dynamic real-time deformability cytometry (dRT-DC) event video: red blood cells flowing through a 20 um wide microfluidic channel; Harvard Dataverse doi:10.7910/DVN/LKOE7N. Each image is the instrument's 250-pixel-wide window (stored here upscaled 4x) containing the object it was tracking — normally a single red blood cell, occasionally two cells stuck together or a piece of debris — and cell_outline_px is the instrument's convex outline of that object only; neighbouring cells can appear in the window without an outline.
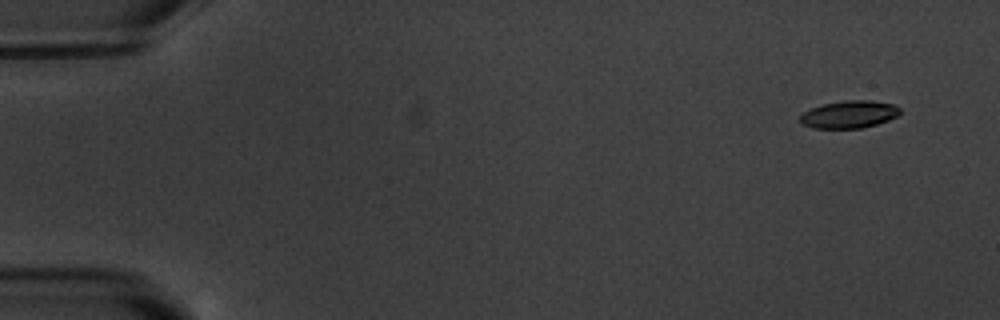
{"species": "common noctule bat (a hibernating species)", "species_latin": "Nyctalus noctula", "temperature_condition": "warm", "stored_images_in_passage": 5, "camera_frame_rate_fps": 3000, "um_per_image_px": 0.085, "animal": {"sex": "male", "body_mass_g": 20.1, "forearm_length_mm": 53.5}, "frame": {"image": 1, "passage_image": 1, "time_ms": 0.0, "image_size_px": [1000, 320], "cell_outline_px": [[900, 112], [896, 116], [888, 120], [876, 124], [860, 128], [812, 128], [804, 124], [800, 120], [800, 116], [804, 112], [820, 104], [844, 100], [868, 100], [892, 104], [900, 108]], "centroid_in_image_um": [72.16, 9.71], "position_along_channel_um": 12.8, "area_um2": 15.84}}
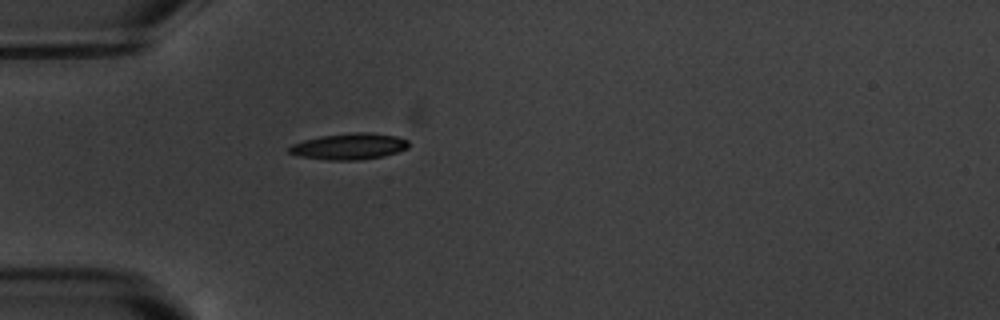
{"frame": {"image": 2, "passage_image": 5, "time_ms": 4.667, "image_size_px": [1000, 320], "cell_outline_px": [[408, 148], [384, 156], [360, 160], [328, 160], [300, 156], [288, 152], [288, 148], [292, 144], [304, 140], [320, 136], [356, 132], [368, 132], [396, 136], [408, 140]], "centroid_in_image_um": [29.68, 12.44], "position_along_channel_um": 55.3, "area_um2": 18.21}}